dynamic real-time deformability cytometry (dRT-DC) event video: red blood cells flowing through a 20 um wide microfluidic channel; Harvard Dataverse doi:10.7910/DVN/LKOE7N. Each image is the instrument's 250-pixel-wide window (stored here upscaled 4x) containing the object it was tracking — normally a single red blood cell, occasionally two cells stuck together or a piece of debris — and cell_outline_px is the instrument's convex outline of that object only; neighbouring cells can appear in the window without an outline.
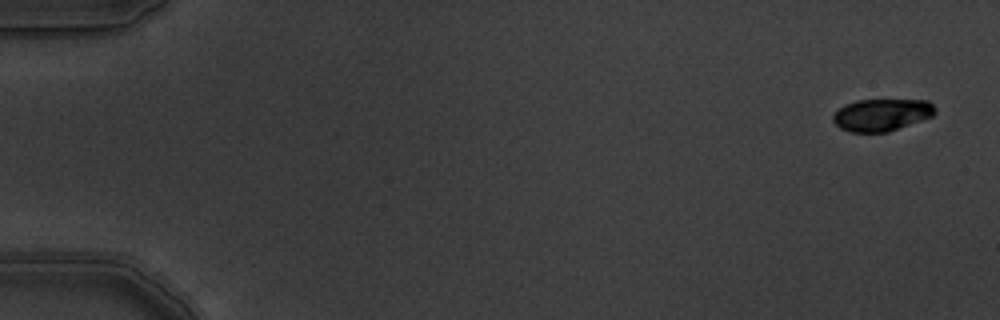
{"species": "common noctule bat (a hibernating species)", "species_latin": "Nyctalus noctula", "temperature_condition": "warm", "stored_images_in_passage": 5, "camera_frame_rate_fps": 3000, "um_per_image_px": 0.085, "animal": {"sex": "male", "body_mass_g": 19.5, "forearm_length_mm": 54.6}, "frame": {"image": 1, "passage_image": 1, "time_ms": 0.0, "image_size_px": [1000, 320], "cell_outline_px": [[936, 112], [932, 116], [888, 132], [848, 132], [840, 128], [832, 120], [832, 116], [844, 104], [856, 100], [928, 100], [936, 108]], "centroid_in_image_um": [74.93, 9.76], "position_along_channel_um": 10.1, "area_um2": 19.13}}